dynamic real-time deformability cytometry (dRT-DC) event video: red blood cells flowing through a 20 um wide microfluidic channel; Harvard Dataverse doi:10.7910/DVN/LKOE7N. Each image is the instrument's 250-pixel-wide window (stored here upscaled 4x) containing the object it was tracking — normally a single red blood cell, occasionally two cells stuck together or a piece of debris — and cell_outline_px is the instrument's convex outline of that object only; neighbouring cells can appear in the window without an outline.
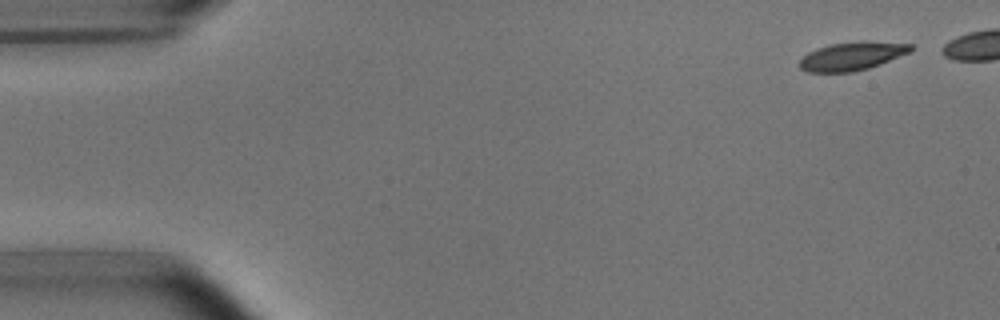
{"species": "common noctule bat (a hibernating species)", "species_latin": "Nyctalus noctula", "temperature_condition": "room temperature", "stored_images_in_passage": 6, "camera_frame_rate_fps": 3000, "um_per_image_px": 0.085, "animal": {"sex": "male", "body_mass_g": 15.6}, "frame": {"image": 1, "passage_image": 1, "time_ms": 0.0, "image_size_px": [1000, 320], "cell_outline_px": [[912, 52], [880, 64], [868, 68], [852, 72], [808, 72], [800, 68], [800, 60], [808, 52], [816, 48], [828, 44], [860, 40], [864, 40], [912, 44]], "centroid_in_image_um": [72.44, 4.75], "position_along_channel_um": 12.6, "area_um2": 18.61}}